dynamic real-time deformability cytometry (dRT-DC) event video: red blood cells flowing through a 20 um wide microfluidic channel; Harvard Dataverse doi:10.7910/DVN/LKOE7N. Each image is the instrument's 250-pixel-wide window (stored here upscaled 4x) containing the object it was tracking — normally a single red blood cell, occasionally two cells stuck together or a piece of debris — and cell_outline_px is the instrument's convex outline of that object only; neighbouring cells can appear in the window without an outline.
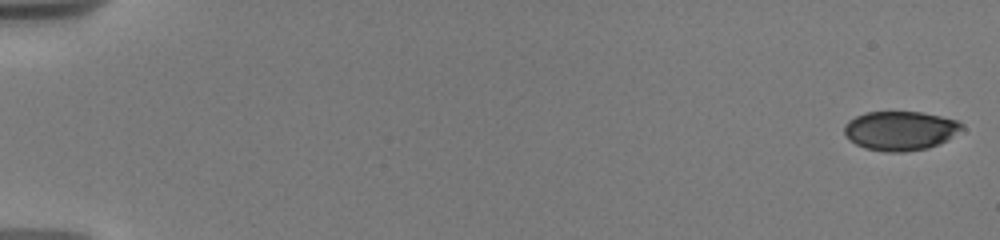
{"species": "human", "species_latin": "Homo sapiens", "temperature_condition": "warm", "stored_images_in_passage": 21, "camera_frame_rate_fps": 3000, "um_per_image_px": 0.085, "donor": {"sex": "male"}, "frame": {"image": 1, "passage_image": 1, "time_ms": 0.0, "image_size_px": [1000, 240], "cell_outline_px": [[964, 128], [948, 140], [928, 148], [904, 152], [884, 152], [864, 148], [848, 140], [844, 132], [844, 124], [848, 120], [864, 112], [920, 112], [940, 116], [956, 120], [964, 124]], "centroid_in_image_um": [76.51, 11.11], "position_along_channel_um": 8.5, "area_um2": 27.11}}
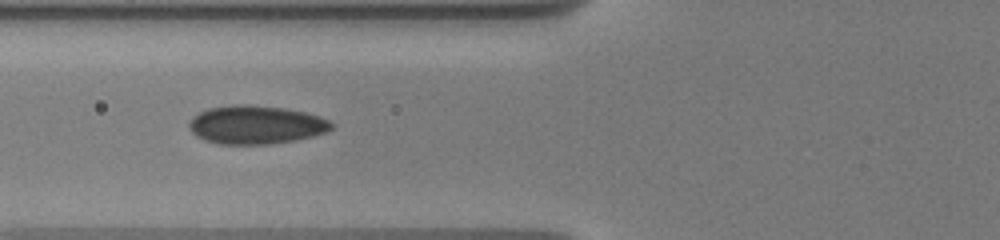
{"frame": {"image": 2, "passage_image": 12, "time_ms": 7.333, "image_size_px": [1000, 240], "cell_outline_px": [[336, 124], [328, 132], [296, 140], [268, 144], [220, 144], [204, 140], [196, 136], [188, 128], [188, 124], [192, 116], [208, 108], [232, 104], [248, 104], [284, 108], [304, 112], [320, 116]], "centroid_in_image_um": [21.75, 10.6], "position_along_channel_um": 104.1, "area_um2": 32.19}}
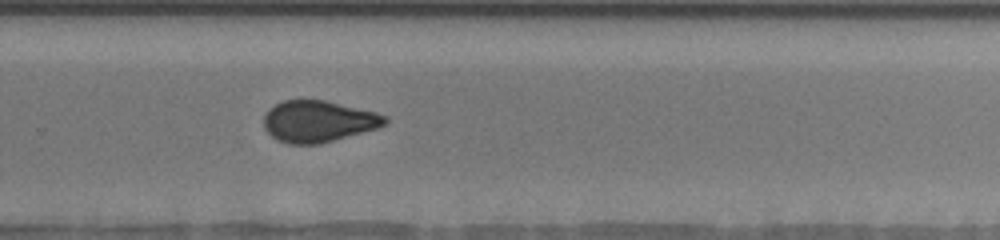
{"frame": {"image": 3, "passage_image": 20, "time_ms": 12.667, "image_size_px": [1000, 240], "cell_outline_px": [[388, 124], [376, 128], [320, 144], [288, 144], [276, 140], [264, 128], [264, 116], [268, 108], [284, 100], [324, 100], [376, 112], [388, 116]], "centroid_in_image_um": [27.05, 10.32], "position_along_channel_um": 302.8, "area_um2": 29.3}}